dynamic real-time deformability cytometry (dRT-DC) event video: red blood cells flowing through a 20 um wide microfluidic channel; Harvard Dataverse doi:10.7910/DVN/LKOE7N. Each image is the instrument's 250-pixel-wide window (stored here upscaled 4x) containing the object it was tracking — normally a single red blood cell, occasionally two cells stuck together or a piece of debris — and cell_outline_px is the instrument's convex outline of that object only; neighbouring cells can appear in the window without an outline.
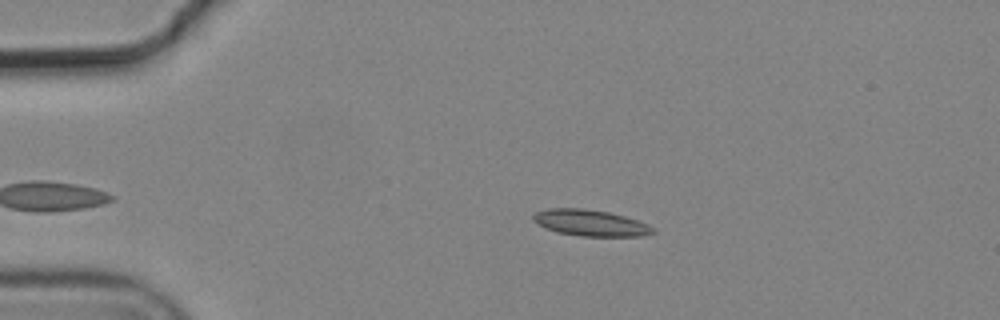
{"species": "common noctule bat (a hibernating species)", "species_latin": "Nyctalus noctula", "temperature_condition": "cold", "stored_images_in_passage": 3, "camera_frame_rate_fps": 3000, "um_per_image_px": 0.085, "animal": {"sex": "male", "body_mass_g": 19.2, "forearm_length_mm": 51.8}, "frame": {"image": 1, "passage_image": 1, "time_ms": 0.0, "image_size_px": [1000, 320], "cell_outline_px": [[656, 232], [644, 236], [580, 236], [556, 232], [532, 220], [532, 216], [536, 212], [548, 208], [584, 208], [608, 212], [624, 216], [648, 224], [656, 228]], "centroid_in_image_um": [50.22, 18.95], "position_along_channel_um": 34.8, "area_um2": 18.32}}
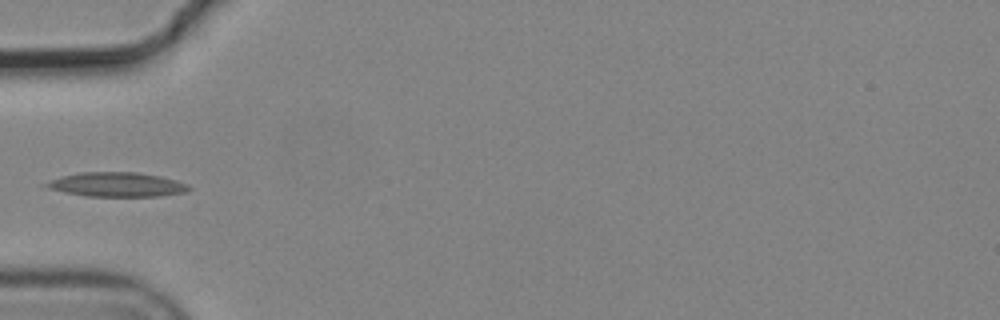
{"frame": {"image": 2, "passage_image": 3, "time_ms": 0.667, "image_size_px": [1000, 320], "cell_outline_px": [[192, 188], [184, 192], [160, 196], [88, 196], [48, 188], [40, 184], [60, 176], [80, 172], [136, 172], [160, 176], [176, 180], [188, 184]], "centroid_in_image_um": [9.92, 15.67], "position_along_channel_um": 75.1, "area_um2": 20.17}}